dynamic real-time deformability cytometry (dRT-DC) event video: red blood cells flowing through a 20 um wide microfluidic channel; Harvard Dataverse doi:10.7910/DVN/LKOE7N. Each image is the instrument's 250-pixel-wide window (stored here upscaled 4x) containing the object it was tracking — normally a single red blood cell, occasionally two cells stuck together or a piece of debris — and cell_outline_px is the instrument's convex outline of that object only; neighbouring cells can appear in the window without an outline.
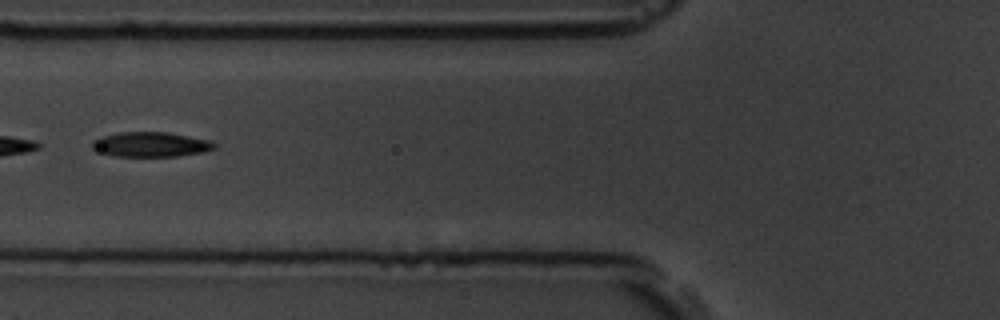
{"species": "common noctule bat (a hibernating species)", "species_latin": "Nyctalus noctula", "temperature_condition": "room temperature", "stored_images_in_passage": 10, "camera_frame_rate_fps": 3000, "um_per_image_px": 0.085, "animal": {"sex": "male", "body_mass_g": 19.5, "forearm_length_mm": 54.6}, "frame": {"image": 1, "passage_image": 7, "time_ms": 7.0, "image_size_px": [1000, 320], "cell_outline_px": [[216, 148], [204, 152], [176, 156], [112, 156], [92, 148], [92, 140], [104, 136], [120, 132], [168, 132], [212, 140], [216, 144]], "centroid_in_image_um": [12.87, 12.27], "position_along_channel_um": 112.9, "area_um2": 17.69}}
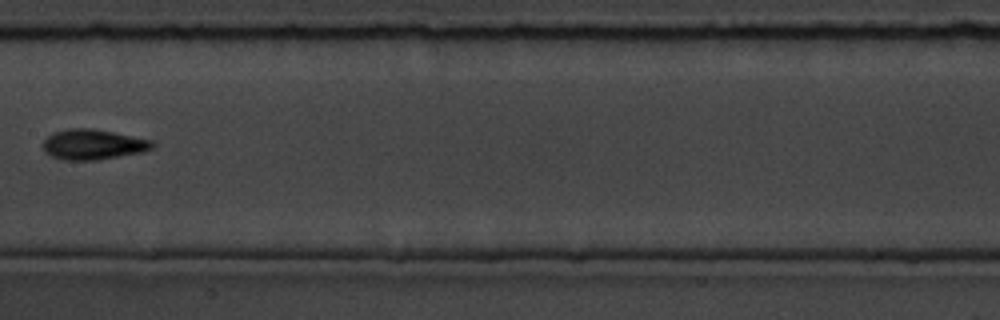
{"frame": {"image": 2, "passage_image": 9, "time_ms": 9.333, "image_size_px": [1000, 320], "cell_outline_px": [[156, 144], [152, 148], [144, 152], [96, 160], [64, 160], [52, 156], [44, 152], [44, 140], [52, 132], [68, 128], [92, 128], [152, 140]], "centroid_in_image_um": [7.91, 12.28], "position_along_channel_um": 199.5, "area_um2": 19.31}}